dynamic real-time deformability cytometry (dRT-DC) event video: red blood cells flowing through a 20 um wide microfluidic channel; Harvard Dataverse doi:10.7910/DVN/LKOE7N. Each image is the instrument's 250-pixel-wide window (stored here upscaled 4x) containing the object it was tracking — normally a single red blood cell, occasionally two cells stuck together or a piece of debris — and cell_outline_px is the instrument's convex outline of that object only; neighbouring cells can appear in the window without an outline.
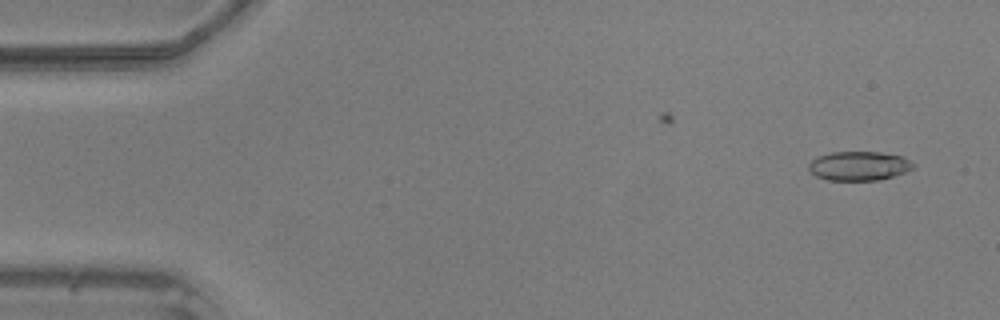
{"species": "common noctule bat (a hibernating species)", "species_latin": "Nyctalus noctula", "temperature_condition": "warm", "stored_images_in_passage": 44, "camera_frame_rate_fps": 3000, "um_per_image_px": 0.085, "animal": {"sex": "male", "body_mass_g": 20.5, "forearm_length_mm": 52.5}, "frame": {"image": 1, "passage_image": 1, "time_ms": 0.0, "image_size_px": [1000, 320], "cell_outline_px": [[916, 168], [880, 180], [828, 180], [816, 176], [808, 168], [808, 164], [816, 156], [832, 152], [880, 152], [900, 156], [916, 164]], "centroid_in_image_um": [73.01, 14.1], "position_along_channel_um": 12.0, "area_um2": 17.74}}
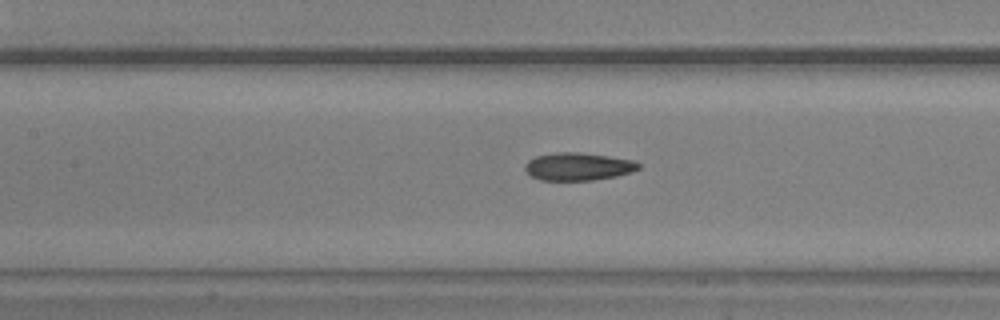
{"frame": {"image": 2, "passage_image": 20, "time_ms": 6.333, "image_size_px": [1000, 320], "cell_outline_px": [[640, 168], [632, 172], [616, 176], [592, 180], [540, 180], [532, 176], [524, 168], [524, 164], [528, 160], [536, 156], [556, 152], [580, 152], [608, 156], [632, 160], [640, 164]], "centroid_in_image_um": [49.13, 14.15], "position_along_channel_um": 158.3, "area_um2": 18.32}}
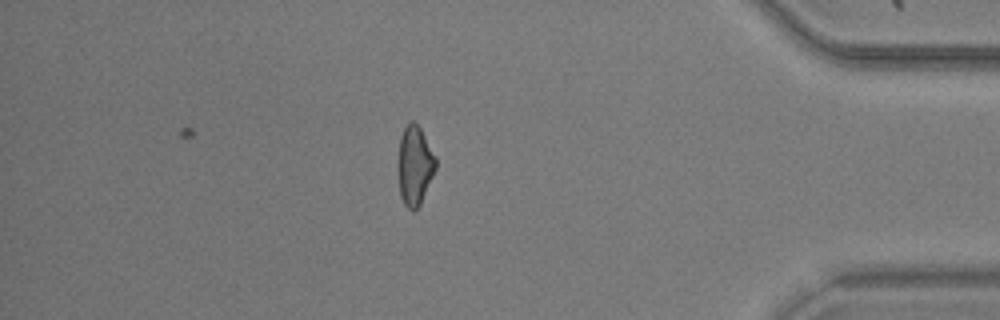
{"frame": {"image": 3, "passage_image": 40, "time_ms": 13.0, "image_size_px": [1000, 320], "cell_outline_px": [[436, 168], [420, 204], [412, 212], [404, 204], [400, 196], [396, 164], [400, 136], [404, 128], [412, 120], [420, 128], [436, 160]], "centroid_in_image_um": [35.2, 14.09], "position_along_channel_um": 400.0, "area_um2": 17.4}}